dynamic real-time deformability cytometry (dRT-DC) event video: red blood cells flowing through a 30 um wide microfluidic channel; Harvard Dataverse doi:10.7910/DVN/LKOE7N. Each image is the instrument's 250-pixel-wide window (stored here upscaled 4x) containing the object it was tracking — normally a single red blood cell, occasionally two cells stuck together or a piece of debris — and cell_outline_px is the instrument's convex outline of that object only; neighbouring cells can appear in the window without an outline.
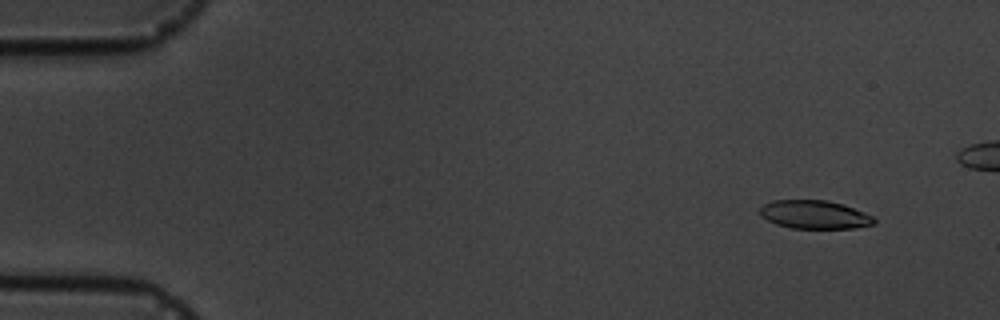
{"species": "common noctule bat (a hibernating species)", "species_latin": "Nyctalus noctula", "temperature_condition": "cold", "stored_images_in_passage": 6, "camera_frame_rate_fps": 3000, "um_per_image_px": 0.085, "animal": {"sex": "male", "body_mass_g": 19.5, "forearm_length_mm": 54.6}, "frame": {"image": 1, "passage_image": 2, "time_ms": 1.0, "image_size_px": [1000, 320], "cell_outline_px": [[876, 224], [852, 228], [792, 228], [776, 224], [760, 216], [760, 208], [764, 204], [772, 200], [828, 200], [844, 204], [864, 212], [872, 216], [876, 220]], "centroid_in_image_um": [69.24, 18.23], "position_along_channel_um": 15.8, "area_um2": 18.96}}